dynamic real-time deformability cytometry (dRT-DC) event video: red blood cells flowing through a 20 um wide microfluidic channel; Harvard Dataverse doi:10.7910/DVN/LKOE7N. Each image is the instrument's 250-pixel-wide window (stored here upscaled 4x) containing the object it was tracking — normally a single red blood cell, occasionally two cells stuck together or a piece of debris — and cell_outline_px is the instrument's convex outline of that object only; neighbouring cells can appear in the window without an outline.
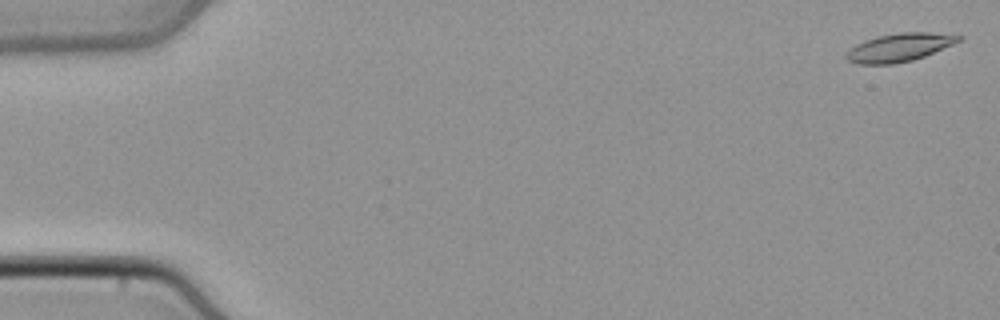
{"species": "common noctule bat (a hibernating species)", "species_latin": "Nyctalus noctula", "temperature_condition": "cold", "stored_images_in_passage": 2, "camera_frame_rate_fps": 3000, "um_per_image_px": 0.085, "animal": {"sex": "male", "body_mass_g": 21.5, "forearm_length_mm": 52.0}, "frame": {"image": 1, "passage_image": 1, "time_ms": 0.0, "image_size_px": [1000, 320], "cell_outline_px": [[964, 36], [960, 40], [952, 44], [924, 56], [912, 60], [892, 64], [856, 64], [848, 60], [844, 56], [856, 44], [864, 40], [876, 36], [900, 32], [928, 32]], "centroid_in_image_um": [76.41, 4.03], "position_along_channel_um": 8.6, "area_um2": 18.26}}